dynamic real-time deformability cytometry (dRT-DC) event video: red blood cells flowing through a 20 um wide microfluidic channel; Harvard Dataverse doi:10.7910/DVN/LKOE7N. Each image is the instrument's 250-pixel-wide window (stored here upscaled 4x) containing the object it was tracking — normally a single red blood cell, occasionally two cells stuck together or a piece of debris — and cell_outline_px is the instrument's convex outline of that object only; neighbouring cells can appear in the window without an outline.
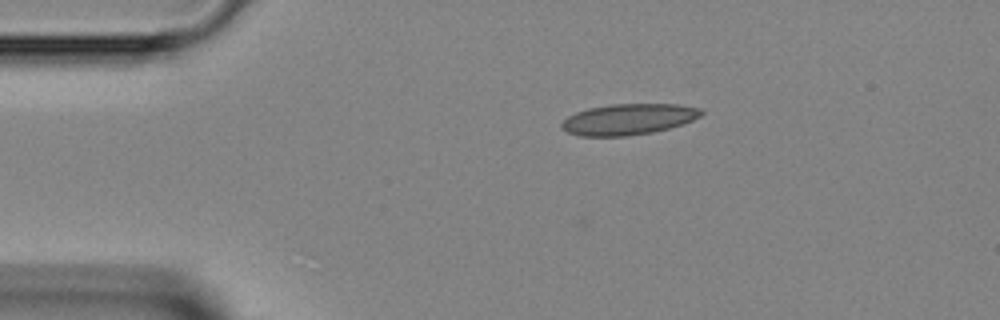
{"species": "Egyptian fruit bat (a non-hibernating species)", "species_latin": "Rousettus aegyptiacus", "temperature_condition": "room temperature", "stored_images_in_passage": 37, "camera_frame_rate_fps": 3000, "um_per_image_px": 0.085, "animal": {"sex": "female"}, "frame": {"image": 1, "passage_image": 1, "time_ms": 0.0, "image_size_px": [1000, 320], "cell_outline_px": [[704, 112], [700, 116], [692, 120], [668, 128], [652, 132], [628, 136], [580, 136], [568, 132], [560, 128], [560, 124], [568, 116], [576, 112], [588, 108], [612, 104], [676, 104], [704, 108]], "centroid_in_image_um": [53.41, 10.13], "position_along_channel_um": 31.6, "area_um2": 25.2}}
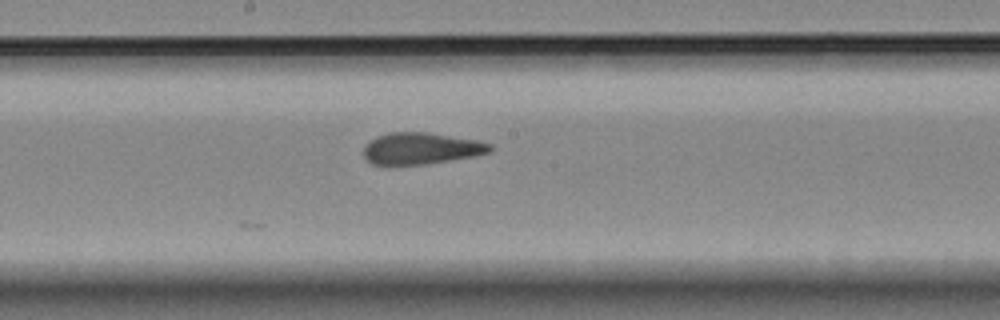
{"frame": {"image": 2, "passage_image": 16, "time_ms": 5.0, "image_size_px": [1000, 320], "cell_outline_px": [[492, 152], [476, 156], [428, 164], [388, 168], [372, 164], [364, 156], [364, 148], [376, 136], [388, 132], [428, 132], [480, 140], [492, 144]], "centroid_in_image_um": [35.8, 12.65], "position_along_channel_um": 212.4, "area_um2": 24.22}}
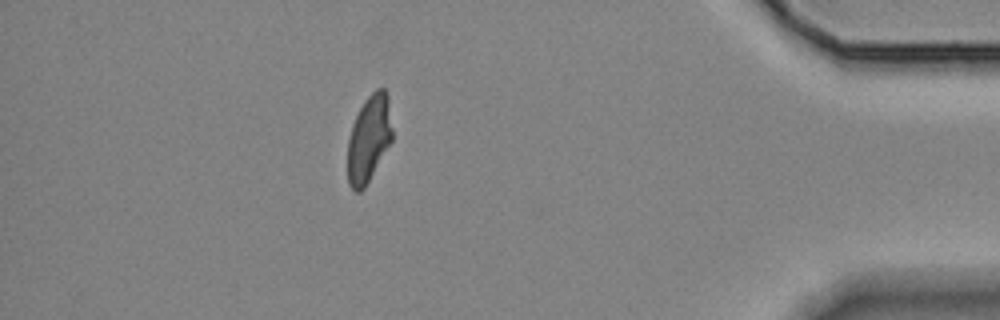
{"frame": {"image": 3, "passage_image": 32, "time_ms": 10.333, "image_size_px": [1000, 320], "cell_outline_px": [[392, 140], [364, 188], [360, 192], [356, 192], [348, 184], [348, 140], [352, 124], [364, 100], [376, 88], [384, 88], [388, 96], [392, 128]], "centroid_in_image_um": [31.35, 11.77], "position_along_channel_um": 403.8, "area_um2": 22.43}}